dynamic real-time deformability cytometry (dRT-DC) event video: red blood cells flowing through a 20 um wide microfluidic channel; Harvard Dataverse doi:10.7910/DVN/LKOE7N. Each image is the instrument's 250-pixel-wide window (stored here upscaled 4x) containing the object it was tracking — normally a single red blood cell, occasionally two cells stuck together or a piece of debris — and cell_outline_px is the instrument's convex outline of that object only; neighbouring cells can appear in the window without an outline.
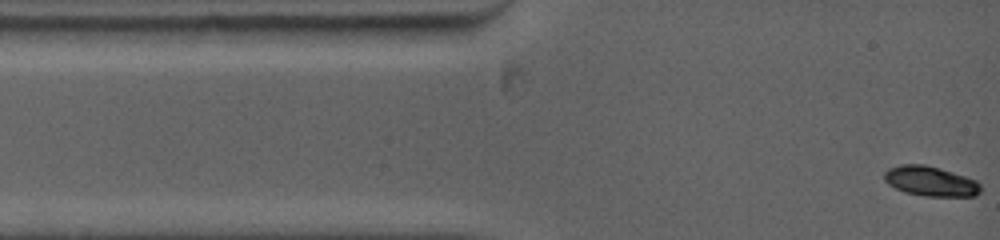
{"species": "common noctule bat (a hibernating species)", "species_latin": "Nyctalus noctula", "temperature_condition": "warm", "stored_images_in_passage": 21, "camera_frame_rate_fps": 5000, "um_per_image_px": 0.085, "animal": {"sex": "female", "body_mass_g": 19.0, "forearm_length_mm": 53.3}, "frame": {"image": 1, "passage_image": 1, "time_ms": 0.0, "image_size_px": [1000, 240], "cell_outline_px": [[980, 192], [976, 196], [924, 196], [904, 192], [888, 184], [884, 180], [884, 172], [888, 168], [900, 164], [924, 164], [940, 168], [976, 180], [980, 184]], "centroid_in_image_um": [79.07, 15.4], "position_along_channel_um": 5.9, "area_um2": 16.82}}
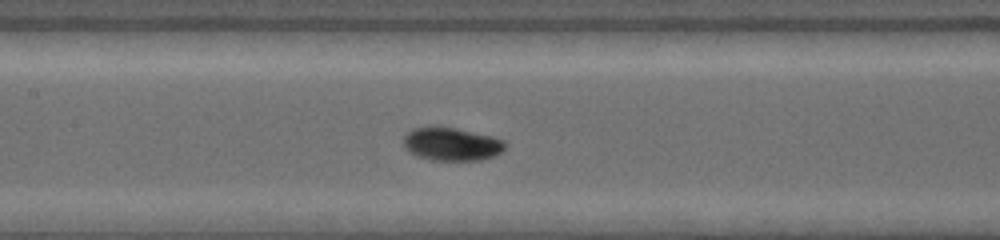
{"frame": {"image": 2, "passage_image": 12, "time_ms": 5.4, "image_size_px": [1000, 240], "cell_outline_px": [[508, 144], [496, 156], [480, 160], [432, 160], [416, 156], [408, 152], [404, 148], [404, 136], [412, 128], [428, 124], [456, 128], [492, 136], [504, 140]], "centroid_in_image_um": [38.35, 12.22], "position_along_channel_um": 169.0, "area_um2": 20.17}}
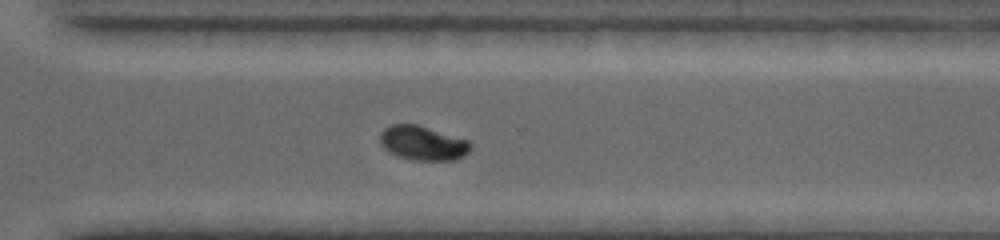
{"frame": {"image": 3, "passage_image": 21, "time_ms": 9.6, "image_size_px": [1000, 240], "cell_outline_px": [[472, 148], [464, 156], [456, 160], [416, 160], [396, 156], [388, 152], [380, 144], [380, 132], [384, 128], [392, 124], [416, 124], [468, 140], [472, 144]], "centroid_in_image_um": [35.93, 12.17], "position_along_channel_um": 334.7, "area_um2": 18.21}}